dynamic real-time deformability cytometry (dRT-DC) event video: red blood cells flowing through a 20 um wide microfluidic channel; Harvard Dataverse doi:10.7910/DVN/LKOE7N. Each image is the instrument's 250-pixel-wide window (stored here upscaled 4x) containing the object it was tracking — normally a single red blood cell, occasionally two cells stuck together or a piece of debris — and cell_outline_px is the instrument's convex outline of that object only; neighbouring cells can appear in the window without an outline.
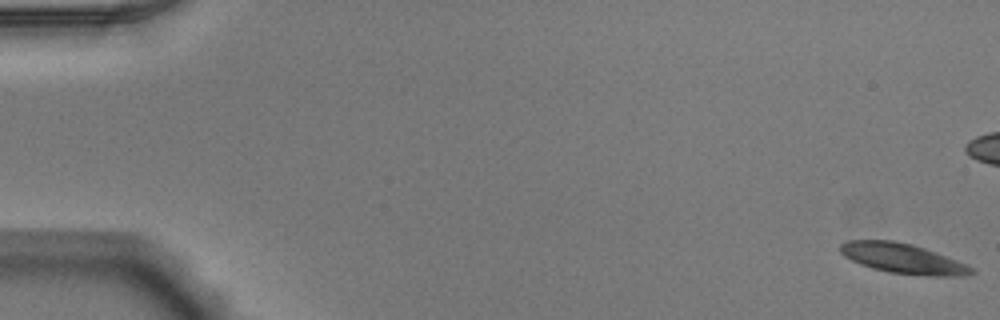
{"species": "Egyptian fruit bat (a non-hibernating species)", "species_latin": "Rousettus aegyptiacus", "temperature_condition": "warm", "stored_images_in_passage": 54, "camera_frame_rate_fps": 3000, "um_per_image_px": 0.085, "animal": {"sex": "male"}, "frame": {"image": 1, "passage_image": 1, "time_ms": 0.0, "image_size_px": [1000, 320], "cell_outline_px": [[976, 272], [968, 276], [932, 276], [888, 272], [872, 268], [860, 264], [844, 256], [840, 252], [840, 244], [848, 240], [892, 240], [912, 244], [936, 252], [968, 264], [976, 268]], "centroid_in_image_um": [76.8, 21.98], "position_along_channel_um": 8.2, "area_um2": 23.12}}
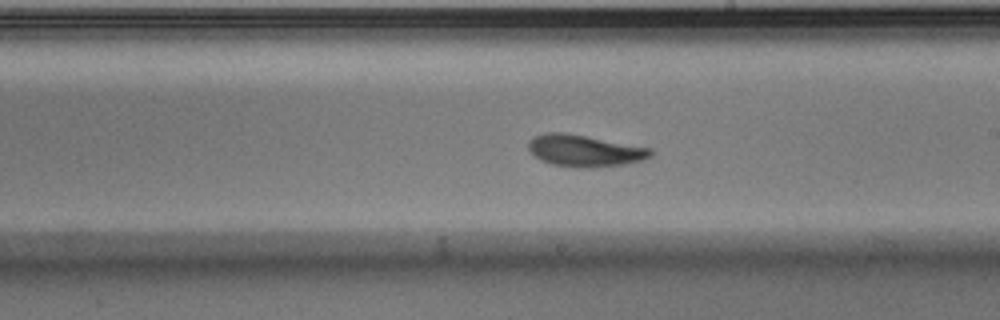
{"frame": {"image": 2, "passage_image": 31, "time_ms": 10.0, "image_size_px": [1000, 320], "cell_outline_px": [[652, 156], [644, 160], [628, 164], [592, 168], [576, 168], [552, 164], [540, 160], [528, 148], [528, 140], [532, 136], [548, 132], [564, 132], [652, 148]], "centroid_in_image_um": [49.7, 12.82], "position_along_channel_um": 239.3, "area_um2": 22.89}}
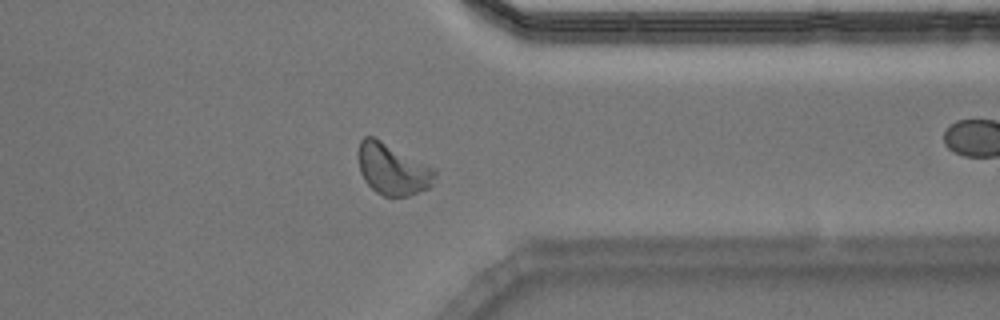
{"frame": {"image": 3, "passage_image": 42, "time_ms": 13.667, "image_size_px": [1000, 320], "cell_outline_px": [[436, 176], [432, 184], [428, 188], [408, 196], [384, 196], [376, 192], [364, 180], [360, 172], [356, 152], [360, 140], [364, 136], [372, 136], [436, 168]], "centroid_in_image_um": [33.35, 14.37], "position_along_channel_um": 378.1, "area_um2": 23.06}, "authors_computed_cell_mechanics": {"area_um2": 22.0507, "velocity_mm_per_s": 3.8821, "shape_relaxation_time_tau1_ms": 2.5978, "shape_relaxation_time_tau2_ms": 1.7259, "deformation_change_tau1": 0.1532, "deformation_change_tau2": 0.062}}